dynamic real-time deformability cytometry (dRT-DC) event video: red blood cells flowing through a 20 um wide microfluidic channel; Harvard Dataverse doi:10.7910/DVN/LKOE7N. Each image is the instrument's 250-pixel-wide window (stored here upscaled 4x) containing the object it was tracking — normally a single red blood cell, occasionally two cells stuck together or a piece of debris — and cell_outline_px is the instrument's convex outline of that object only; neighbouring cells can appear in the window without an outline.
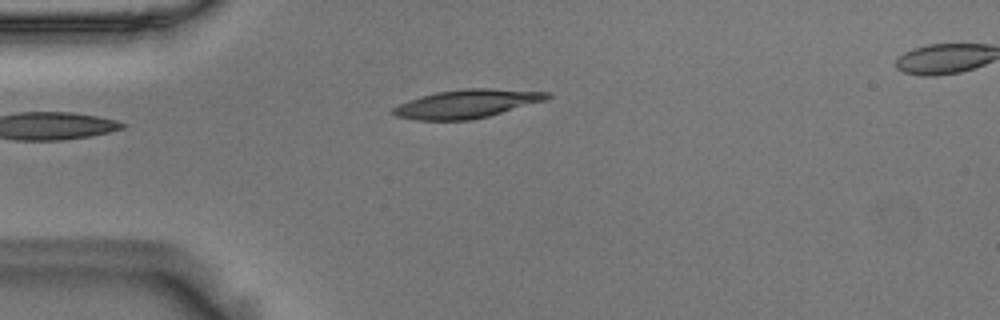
{"species": "Egyptian fruit bat (a non-hibernating species)", "species_latin": "Rousettus aegyptiacus", "temperature_condition": "room temperature", "stored_images_in_passage": 34, "camera_frame_rate_fps": 3000, "um_per_image_px": 0.085, "animal": {"sex": "male"}, "frame": {"image": 1, "passage_image": 1, "time_ms": 0.0, "image_size_px": [1000, 320], "cell_outline_px": [[552, 96], [544, 100], [488, 116], [472, 120], [416, 120], [396, 116], [392, 112], [392, 108], [400, 104], [420, 96], [436, 92], [468, 88], [488, 88], [552, 92]], "centroid_in_image_um": [39.68, 8.82], "position_along_channel_um": 45.3, "area_um2": 25.32}}
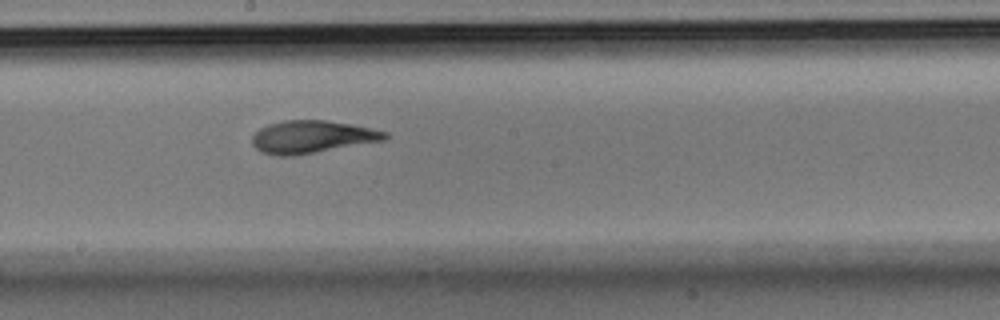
{"frame": {"image": 2, "passage_image": 17, "time_ms": 5.333, "image_size_px": [1000, 320], "cell_outline_px": [[388, 136], [384, 140], [292, 156], [280, 156], [260, 152], [252, 144], [252, 136], [260, 128], [268, 124], [284, 120], [324, 120], [352, 124], [388, 132]], "centroid_in_image_um": [26.48, 11.63], "position_along_channel_um": 221.7, "area_um2": 25.03}}
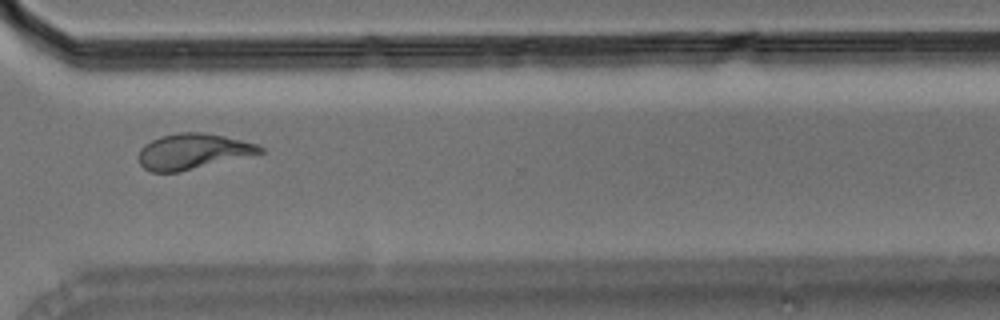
{"frame": {"image": 3, "passage_image": 28, "time_ms": 9.0, "image_size_px": [1000, 320], "cell_outline_px": [[264, 152], [180, 172], [152, 172], [144, 168], [140, 164], [136, 156], [140, 148], [144, 144], [160, 136], [180, 132], [204, 132], [224, 136], [256, 144], [264, 148]], "centroid_in_image_um": [16.33, 12.87], "position_along_channel_um": 354.3, "area_um2": 25.14}, "authors_computed_cell_mechanics": {"area_um2": 24.7095, "velocity_mm_per_s": 3.6208, "shape_relaxation_time_tau1_ms": 7.7959, "shape_relaxation_time_tau2_ms": 1.8263, "deformation_change_tau1": 0.2246, "deformation_change_tau2": 0.0676}}